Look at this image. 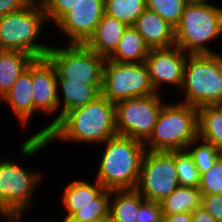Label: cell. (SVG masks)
Returning <instances> with one entry per match:
<instances>
[{"label": "cell", "instance_id": "1", "mask_svg": "<svg viewBox=\"0 0 222 222\" xmlns=\"http://www.w3.org/2000/svg\"><path fill=\"white\" fill-rule=\"evenodd\" d=\"M115 135V103L101 95L84 107L67 112L45 138L26 137L19 150L24 158H31L39 155L38 153L47 148L49 143L54 144V140L61 144L66 142L95 146Z\"/></svg>", "mask_w": 222, "mask_h": 222}, {"label": "cell", "instance_id": "2", "mask_svg": "<svg viewBox=\"0 0 222 222\" xmlns=\"http://www.w3.org/2000/svg\"><path fill=\"white\" fill-rule=\"evenodd\" d=\"M101 147L95 179L107 190L135 189L146 152L144 143L117 134Z\"/></svg>", "mask_w": 222, "mask_h": 222}, {"label": "cell", "instance_id": "3", "mask_svg": "<svg viewBox=\"0 0 222 222\" xmlns=\"http://www.w3.org/2000/svg\"><path fill=\"white\" fill-rule=\"evenodd\" d=\"M221 36L222 6L190 0L175 27V46L187 54H215L208 45Z\"/></svg>", "mask_w": 222, "mask_h": 222}, {"label": "cell", "instance_id": "4", "mask_svg": "<svg viewBox=\"0 0 222 222\" xmlns=\"http://www.w3.org/2000/svg\"><path fill=\"white\" fill-rule=\"evenodd\" d=\"M48 21L40 2H31L28 6L0 17V50L25 52L35 59L45 57L51 44L42 39V31ZM42 43V44H41Z\"/></svg>", "mask_w": 222, "mask_h": 222}, {"label": "cell", "instance_id": "5", "mask_svg": "<svg viewBox=\"0 0 222 222\" xmlns=\"http://www.w3.org/2000/svg\"><path fill=\"white\" fill-rule=\"evenodd\" d=\"M197 138V108L180 102H167L144 145L148 151H178L185 150Z\"/></svg>", "mask_w": 222, "mask_h": 222}, {"label": "cell", "instance_id": "6", "mask_svg": "<svg viewBox=\"0 0 222 222\" xmlns=\"http://www.w3.org/2000/svg\"><path fill=\"white\" fill-rule=\"evenodd\" d=\"M3 158L0 160V217L6 222H22L24 213L34 205L36 189L44 174Z\"/></svg>", "mask_w": 222, "mask_h": 222}, {"label": "cell", "instance_id": "7", "mask_svg": "<svg viewBox=\"0 0 222 222\" xmlns=\"http://www.w3.org/2000/svg\"><path fill=\"white\" fill-rule=\"evenodd\" d=\"M184 99L177 101L196 108L222 99V53L188 54L183 84Z\"/></svg>", "mask_w": 222, "mask_h": 222}, {"label": "cell", "instance_id": "8", "mask_svg": "<svg viewBox=\"0 0 222 222\" xmlns=\"http://www.w3.org/2000/svg\"><path fill=\"white\" fill-rule=\"evenodd\" d=\"M66 45L51 46L44 57L54 68L57 79H68V82L85 84H103L106 58L92 51L86 44L67 43Z\"/></svg>", "mask_w": 222, "mask_h": 222}, {"label": "cell", "instance_id": "9", "mask_svg": "<svg viewBox=\"0 0 222 222\" xmlns=\"http://www.w3.org/2000/svg\"><path fill=\"white\" fill-rule=\"evenodd\" d=\"M155 93L144 62L118 63L106 59L101 95L110 102L117 103Z\"/></svg>", "mask_w": 222, "mask_h": 222}, {"label": "cell", "instance_id": "10", "mask_svg": "<svg viewBox=\"0 0 222 222\" xmlns=\"http://www.w3.org/2000/svg\"><path fill=\"white\" fill-rule=\"evenodd\" d=\"M161 95L155 93L115 103L117 134L144 143L150 137L158 114L166 103Z\"/></svg>", "mask_w": 222, "mask_h": 222}, {"label": "cell", "instance_id": "11", "mask_svg": "<svg viewBox=\"0 0 222 222\" xmlns=\"http://www.w3.org/2000/svg\"><path fill=\"white\" fill-rule=\"evenodd\" d=\"M177 187L174 151L146 150L135 189L146 200L160 203Z\"/></svg>", "mask_w": 222, "mask_h": 222}, {"label": "cell", "instance_id": "12", "mask_svg": "<svg viewBox=\"0 0 222 222\" xmlns=\"http://www.w3.org/2000/svg\"><path fill=\"white\" fill-rule=\"evenodd\" d=\"M32 98L34 116L36 113H41L48 117L53 115L54 118L51 122H47L45 127L31 136L29 134L28 137L45 138L59 121L57 77L54 68L45 58L35 59L32 63Z\"/></svg>", "mask_w": 222, "mask_h": 222}, {"label": "cell", "instance_id": "13", "mask_svg": "<svg viewBox=\"0 0 222 222\" xmlns=\"http://www.w3.org/2000/svg\"><path fill=\"white\" fill-rule=\"evenodd\" d=\"M187 57L188 54L177 46L150 49L144 63L156 93H162L163 89L160 88H163L164 85L181 89Z\"/></svg>", "mask_w": 222, "mask_h": 222}, {"label": "cell", "instance_id": "14", "mask_svg": "<svg viewBox=\"0 0 222 222\" xmlns=\"http://www.w3.org/2000/svg\"><path fill=\"white\" fill-rule=\"evenodd\" d=\"M105 14L104 0H84L68 11L53 27L67 43L85 44ZM65 36V37H64Z\"/></svg>", "mask_w": 222, "mask_h": 222}, {"label": "cell", "instance_id": "15", "mask_svg": "<svg viewBox=\"0 0 222 222\" xmlns=\"http://www.w3.org/2000/svg\"><path fill=\"white\" fill-rule=\"evenodd\" d=\"M93 181L91 183L79 178L66 184L61 197L65 208L62 222H66L81 207L110 206V190L105 189L95 178Z\"/></svg>", "mask_w": 222, "mask_h": 222}, {"label": "cell", "instance_id": "16", "mask_svg": "<svg viewBox=\"0 0 222 222\" xmlns=\"http://www.w3.org/2000/svg\"><path fill=\"white\" fill-rule=\"evenodd\" d=\"M1 104L9 106L25 130L34 116V103L32 98V64L18 77L12 89L0 100Z\"/></svg>", "mask_w": 222, "mask_h": 222}, {"label": "cell", "instance_id": "17", "mask_svg": "<svg viewBox=\"0 0 222 222\" xmlns=\"http://www.w3.org/2000/svg\"><path fill=\"white\" fill-rule=\"evenodd\" d=\"M133 27L143 37L150 49L175 46V28L156 12L146 8Z\"/></svg>", "mask_w": 222, "mask_h": 222}, {"label": "cell", "instance_id": "18", "mask_svg": "<svg viewBox=\"0 0 222 222\" xmlns=\"http://www.w3.org/2000/svg\"><path fill=\"white\" fill-rule=\"evenodd\" d=\"M102 85L68 82V79H57L59 120L67 112L84 107L100 97Z\"/></svg>", "mask_w": 222, "mask_h": 222}, {"label": "cell", "instance_id": "19", "mask_svg": "<svg viewBox=\"0 0 222 222\" xmlns=\"http://www.w3.org/2000/svg\"><path fill=\"white\" fill-rule=\"evenodd\" d=\"M127 27L124 22L104 14L95 33L85 44L107 59L115 51Z\"/></svg>", "mask_w": 222, "mask_h": 222}, {"label": "cell", "instance_id": "20", "mask_svg": "<svg viewBox=\"0 0 222 222\" xmlns=\"http://www.w3.org/2000/svg\"><path fill=\"white\" fill-rule=\"evenodd\" d=\"M35 58L25 52L0 50V100Z\"/></svg>", "mask_w": 222, "mask_h": 222}, {"label": "cell", "instance_id": "21", "mask_svg": "<svg viewBox=\"0 0 222 222\" xmlns=\"http://www.w3.org/2000/svg\"><path fill=\"white\" fill-rule=\"evenodd\" d=\"M149 52L143 37L133 26H128L115 51L107 59L118 63H143Z\"/></svg>", "mask_w": 222, "mask_h": 222}, {"label": "cell", "instance_id": "22", "mask_svg": "<svg viewBox=\"0 0 222 222\" xmlns=\"http://www.w3.org/2000/svg\"><path fill=\"white\" fill-rule=\"evenodd\" d=\"M145 200L136 189L110 190L111 222H136L140 205Z\"/></svg>", "mask_w": 222, "mask_h": 222}, {"label": "cell", "instance_id": "23", "mask_svg": "<svg viewBox=\"0 0 222 222\" xmlns=\"http://www.w3.org/2000/svg\"><path fill=\"white\" fill-rule=\"evenodd\" d=\"M201 193L198 187L179 186L160 202L164 215L180 212L192 213L200 207Z\"/></svg>", "mask_w": 222, "mask_h": 222}, {"label": "cell", "instance_id": "24", "mask_svg": "<svg viewBox=\"0 0 222 222\" xmlns=\"http://www.w3.org/2000/svg\"><path fill=\"white\" fill-rule=\"evenodd\" d=\"M197 110L198 138L222 151V114L213 105L201 106Z\"/></svg>", "mask_w": 222, "mask_h": 222}, {"label": "cell", "instance_id": "25", "mask_svg": "<svg viewBox=\"0 0 222 222\" xmlns=\"http://www.w3.org/2000/svg\"><path fill=\"white\" fill-rule=\"evenodd\" d=\"M146 8V0H104L105 14L128 26H133Z\"/></svg>", "mask_w": 222, "mask_h": 222}, {"label": "cell", "instance_id": "26", "mask_svg": "<svg viewBox=\"0 0 222 222\" xmlns=\"http://www.w3.org/2000/svg\"><path fill=\"white\" fill-rule=\"evenodd\" d=\"M185 150L192 157L200 175L210 170L222 156V151L219 148L199 138L192 141Z\"/></svg>", "mask_w": 222, "mask_h": 222}, {"label": "cell", "instance_id": "27", "mask_svg": "<svg viewBox=\"0 0 222 222\" xmlns=\"http://www.w3.org/2000/svg\"><path fill=\"white\" fill-rule=\"evenodd\" d=\"M190 0H146L147 9L156 12L174 28L180 23L181 16Z\"/></svg>", "mask_w": 222, "mask_h": 222}, {"label": "cell", "instance_id": "28", "mask_svg": "<svg viewBox=\"0 0 222 222\" xmlns=\"http://www.w3.org/2000/svg\"><path fill=\"white\" fill-rule=\"evenodd\" d=\"M175 168L179 186L198 187L200 174L186 150L174 151Z\"/></svg>", "mask_w": 222, "mask_h": 222}, {"label": "cell", "instance_id": "29", "mask_svg": "<svg viewBox=\"0 0 222 222\" xmlns=\"http://www.w3.org/2000/svg\"><path fill=\"white\" fill-rule=\"evenodd\" d=\"M198 188L201 195L222 194V156L210 170L200 175Z\"/></svg>", "mask_w": 222, "mask_h": 222}, {"label": "cell", "instance_id": "30", "mask_svg": "<svg viewBox=\"0 0 222 222\" xmlns=\"http://www.w3.org/2000/svg\"><path fill=\"white\" fill-rule=\"evenodd\" d=\"M84 0H42L40 3L43 7L47 21L55 25L68 11Z\"/></svg>", "mask_w": 222, "mask_h": 222}, {"label": "cell", "instance_id": "31", "mask_svg": "<svg viewBox=\"0 0 222 222\" xmlns=\"http://www.w3.org/2000/svg\"><path fill=\"white\" fill-rule=\"evenodd\" d=\"M110 206H86L77 210L66 222H88L90 220L110 217Z\"/></svg>", "mask_w": 222, "mask_h": 222}, {"label": "cell", "instance_id": "32", "mask_svg": "<svg viewBox=\"0 0 222 222\" xmlns=\"http://www.w3.org/2000/svg\"><path fill=\"white\" fill-rule=\"evenodd\" d=\"M163 211L160 203L145 200L138 210L136 222H162Z\"/></svg>", "mask_w": 222, "mask_h": 222}, {"label": "cell", "instance_id": "33", "mask_svg": "<svg viewBox=\"0 0 222 222\" xmlns=\"http://www.w3.org/2000/svg\"><path fill=\"white\" fill-rule=\"evenodd\" d=\"M200 207L222 222V194L201 195Z\"/></svg>", "mask_w": 222, "mask_h": 222}, {"label": "cell", "instance_id": "34", "mask_svg": "<svg viewBox=\"0 0 222 222\" xmlns=\"http://www.w3.org/2000/svg\"><path fill=\"white\" fill-rule=\"evenodd\" d=\"M31 0H0V17L28 6Z\"/></svg>", "mask_w": 222, "mask_h": 222}, {"label": "cell", "instance_id": "35", "mask_svg": "<svg viewBox=\"0 0 222 222\" xmlns=\"http://www.w3.org/2000/svg\"><path fill=\"white\" fill-rule=\"evenodd\" d=\"M192 222H217V220L202 207L197 208L191 213Z\"/></svg>", "mask_w": 222, "mask_h": 222}, {"label": "cell", "instance_id": "36", "mask_svg": "<svg viewBox=\"0 0 222 222\" xmlns=\"http://www.w3.org/2000/svg\"><path fill=\"white\" fill-rule=\"evenodd\" d=\"M162 222H192L191 213L180 212L172 215H164Z\"/></svg>", "mask_w": 222, "mask_h": 222}, {"label": "cell", "instance_id": "37", "mask_svg": "<svg viewBox=\"0 0 222 222\" xmlns=\"http://www.w3.org/2000/svg\"><path fill=\"white\" fill-rule=\"evenodd\" d=\"M88 222H111V219H110V217H103V218L90 220Z\"/></svg>", "mask_w": 222, "mask_h": 222}, {"label": "cell", "instance_id": "38", "mask_svg": "<svg viewBox=\"0 0 222 222\" xmlns=\"http://www.w3.org/2000/svg\"><path fill=\"white\" fill-rule=\"evenodd\" d=\"M213 106L222 114V99L214 103Z\"/></svg>", "mask_w": 222, "mask_h": 222}, {"label": "cell", "instance_id": "39", "mask_svg": "<svg viewBox=\"0 0 222 222\" xmlns=\"http://www.w3.org/2000/svg\"><path fill=\"white\" fill-rule=\"evenodd\" d=\"M32 2H41L42 0H31Z\"/></svg>", "mask_w": 222, "mask_h": 222}]
</instances>
